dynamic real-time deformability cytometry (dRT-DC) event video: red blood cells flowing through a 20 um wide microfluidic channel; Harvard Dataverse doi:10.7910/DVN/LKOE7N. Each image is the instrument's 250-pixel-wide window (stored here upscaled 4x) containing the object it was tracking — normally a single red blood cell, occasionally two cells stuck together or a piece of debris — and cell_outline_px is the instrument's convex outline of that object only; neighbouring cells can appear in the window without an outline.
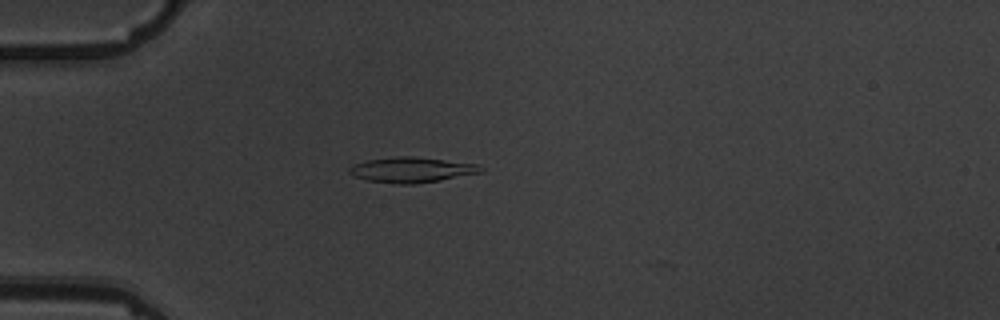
{"species": "common noctule bat (a hibernating species)", "species_latin": "Nyctalus noctula", "temperature_condition": "warm", "stored_images_in_passage": 5, "camera_frame_rate_fps": 3000, "um_per_image_px": 0.085, "animal": {"sex": "male", "body_mass_g": 19.5, "forearm_length_mm": 54.6}, "frame": {"image": 1, "passage_image": 3, "time_ms": 2.333, "image_size_px": [1000, 320], "cell_outline_px": [[484, 172], [440, 180], [412, 184], [392, 184], [368, 180], [352, 176], [348, 172], [348, 168], [352, 164], [368, 160], [400, 156], [408, 156], [480, 164], [484, 168]], "centroid_in_image_um": [34.98, 14.44], "position_along_channel_um": 50.0, "area_um2": 19.42}}